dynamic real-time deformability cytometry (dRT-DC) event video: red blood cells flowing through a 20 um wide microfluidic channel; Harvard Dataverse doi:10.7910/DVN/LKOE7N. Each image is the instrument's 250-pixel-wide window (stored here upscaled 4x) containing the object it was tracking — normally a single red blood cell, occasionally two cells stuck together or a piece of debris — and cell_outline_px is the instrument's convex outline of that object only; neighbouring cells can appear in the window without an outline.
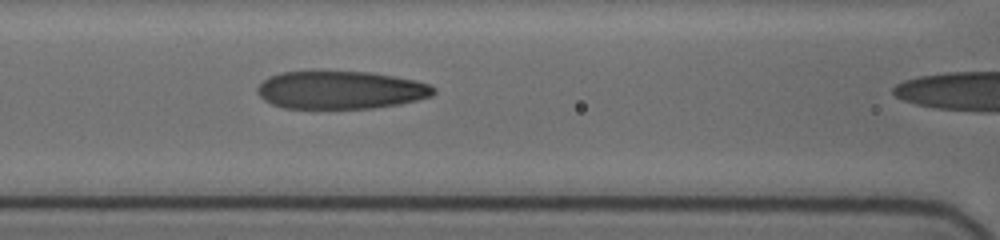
{"species": "human", "species_latin": "Homo sapiens", "temperature_condition": "cold", "stored_images_in_passage": 13, "segment_of_instrument_passage": [1, 2], "camera_frame_rate_fps": 3000, "um_per_image_px": 0.085, "donor": {"sex": "female"}, "frame": {"image": 1, "passage_image": 12, "time_ms": 7.667, "image_size_px": [1000, 240], "cell_outline_px": [[436, 92], [432, 96], [400, 104], [372, 108], [284, 108], [272, 104], [264, 100], [256, 92], [256, 88], [268, 76], [280, 72], [372, 72], [416, 80], [428, 84], [436, 88]], "centroid_in_image_um": [28.96, 7.65], "position_along_channel_um": 137.6, "area_um2": 38.96}}